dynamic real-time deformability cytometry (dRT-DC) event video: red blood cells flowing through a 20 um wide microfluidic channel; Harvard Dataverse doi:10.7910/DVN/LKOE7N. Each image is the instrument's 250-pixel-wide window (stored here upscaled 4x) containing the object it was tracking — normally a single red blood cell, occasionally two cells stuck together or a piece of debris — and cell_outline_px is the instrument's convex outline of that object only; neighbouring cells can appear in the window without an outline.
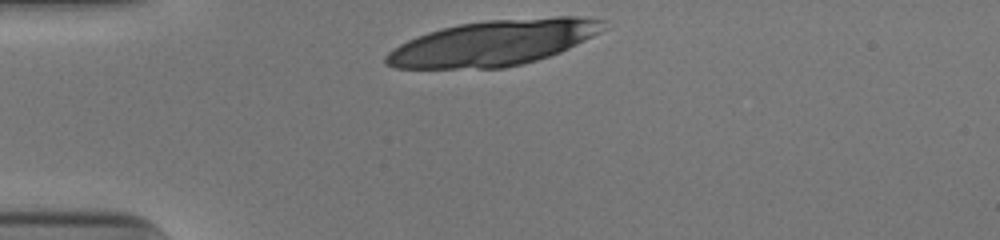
{"species": "human", "species_latin": "Homo sapiens", "temperature_condition": "cold", "stored_images_in_passage": 29, "camera_frame_rate_fps": 3000, "um_per_image_px": 0.085, "donor": {"sex": "male"}, "frame": {"image": 1, "passage_image": 1, "time_ms": 0.0, "image_size_px": [1000, 240], "cell_outline_px": [[608, 28], [560, 52], [536, 60], [504, 68], [396, 68], [384, 64], [384, 56], [388, 52], [400, 44], [408, 40], [428, 32], [460, 24], [488, 20], [556, 16], [580, 16], [608, 20]], "centroid_in_image_um": [41.99, 3.63], "position_along_channel_um": 43.0, "area_um2": 57.63}}